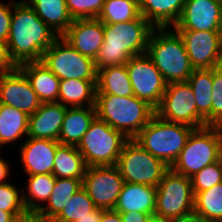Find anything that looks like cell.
I'll use <instances>...</instances> for the list:
<instances>
[{
  "label": "cell",
  "instance_id": "cell-18",
  "mask_svg": "<svg viewBox=\"0 0 222 222\" xmlns=\"http://www.w3.org/2000/svg\"><path fill=\"white\" fill-rule=\"evenodd\" d=\"M61 37L79 53L95 60L104 41V24L98 18L74 19Z\"/></svg>",
  "mask_w": 222,
  "mask_h": 222
},
{
  "label": "cell",
  "instance_id": "cell-6",
  "mask_svg": "<svg viewBox=\"0 0 222 222\" xmlns=\"http://www.w3.org/2000/svg\"><path fill=\"white\" fill-rule=\"evenodd\" d=\"M221 139V126L207 125L193 129L185 147L170 168L191 178L205 166L220 160Z\"/></svg>",
  "mask_w": 222,
  "mask_h": 222
},
{
  "label": "cell",
  "instance_id": "cell-8",
  "mask_svg": "<svg viewBox=\"0 0 222 222\" xmlns=\"http://www.w3.org/2000/svg\"><path fill=\"white\" fill-rule=\"evenodd\" d=\"M124 182L157 187L170 168L162 160L145 150L134 139H129L116 162Z\"/></svg>",
  "mask_w": 222,
  "mask_h": 222
},
{
  "label": "cell",
  "instance_id": "cell-4",
  "mask_svg": "<svg viewBox=\"0 0 222 222\" xmlns=\"http://www.w3.org/2000/svg\"><path fill=\"white\" fill-rule=\"evenodd\" d=\"M95 110L98 118L129 139H133L155 114L152 106L135 95L96 94Z\"/></svg>",
  "mask_w": 222,
  "mask_h": 222
},
{
  "label": "cell",
  "instance_id": "cell-35",
  "mask_svg": "<svg viewBox=\"0 0 222 222\" xmlns=\"http://www.w3.org/2000/svg\"><path fill=\"white\" fill-rule=\"evenodd\" d=\"M193 192H200L210 189L222 182V162L221 160L205 166L191 178Z\"/></svg>",
  "mask_w": 222,
  "mask_h": 222
},
{
  "label": "cell",
  "instance_id": "cell-33",
  "mask_svg": "<svg viewBox=\"0 0 222 222\" xmlns=\"http://www.w3.org/2000/svg\"><path fill=\"white\" fill-rule=\"evenodd\" d=\"M140 15L138 0H105L97 17L103 24L124 23Z\"/></svg>",
  "mask_w": 222,
  "mask_h": 222
},
{
  "label": "cell",
  "instance_id": "cell-15",
  "mask_svg": "<svg viewBox=\"0 0 222 222\" xmlns=\"http://www.w3.org/2000/svg\"><path fill=\"white\" fill-rule=\"evenodd\" d=\"M0 103L27 115L35 113L42 104L29 79L19 67L0 72Z\"/></svg>",
  "mask_w": 222,
  "mask_h": 222
},
{
  "label": "cell",
  "instance_id": "cell-20",
  "mask_svg": "<svg viewBox=\"0 0 222 222\" xmlns=\"http://www.w3.org/2000/svg\"><path fill=\"white\" fill-rule=\"evenodd\" d=\"M114 210L118 213L135 211L154 214L156 211V187L125 182Z\"/></svg>",
  "mask_w": 222,
  "mask_h": 222
},
{
  "label": "cell",
  "instance_id": "cell-7",
  "mask_svg": "<svg viewBox=\"0 0 222 222\" xmlns=\"http://www.w3.org/2000/svg\"><path fill=\"white\" fill-rule=\"evenodd\" d=\"M129 138L97 116L76 146L87 167L114 166Z\"/></svg>",
  "mask_w": 222,
  "mask_h": 222
},
{
  "label": "cell",
  "instance_id": "cell-13",
  "mask_svg": "<svg viewBox=\"0 0 222 222\" xmlns=\"http://www.w3.org/2000/svg\"><path fill=\"white\" fill-rule=\"evenodd\" d=\"M124 183L115 165L91 166L86 169L82 187L93 200L96 208L114 210Z\"/></svg>",
  "mask_w": 222,
  "mask_h": 222
},
{
  "label": "cell",
  "instance_id": "cell-28",
  "mask_svg": "<svg viewBox=\"0 0 222 222\" xmlns=\"http://www.w3.org/2000/svg\"><path fill=\"white\" fill-rule=\"evenodd\" d=\"M96 86V94H113L123 97L134 95L126 64L99 69Z\"/></svg>",
  "mask_w": 222,
  "mask_h": 222
},
{
  "label": "cell",
  "instance_id": "cell-19",
  "mask_svg": "<svg viewBox=\"0 0 222 222\" xmlns=\"http://www.w3.org/2000/svg\"><path fill=\"white\" fill-rule=\"evenodd\" d=\"M67 107L59 102L42 103L28 117L27 137L58 141Z\"/></svg>",
  "mask_w": 222,
  "mask_h": 222
},
{
  "label": "cell",
  "instance_id": "cell-24",
  "mask_svg": "<svg viewBox=\"0 0 222 222\" xmlns=\"http://www.w3.org/2000/svg\"><path fill=\"white\" fill-rule=\"evenodd\" d=\"M97 80H60L58 102L66 107H95Z\"/></svg>",
  "mask_w": 222,
  "mask_h": 222
},
{
  "label": "cell",
  "instance_id": "cell-14",
  "mask_svg": "<svg viewBox=\"0 0 222 222\" xmlns=\"http://www.w3.org/2000/svg\"><path fill=\"white\" fill-rule=\"evenodd\" d=\"M194 69L222 66V31L176 30Z\"/></svg>",
  "mask_w": 222,
  "mask_h": 222
},
{
  "label": "cell",
  "instance_id": "cell-34",
  "mask_svg": "<svg viewBox=\"0 0 222 222\" xmlns=\"http://www.w3.org/2000/svg\"><path fill=\"white\" fill-rule=\"evenodd\" d=\"M95 208L93 200L82 187L71 197L52 222H76L80 218L87 216Z\"/></svg>",
  "mask_w": 222,
  "mask_h": 222
},
{
  "label": "cell",
  "instance_id": "cell-38",
  "mask_svg": "<svg viewBox=\"0 0 222 222\" xmlns=\"http://www.w3.org/2000/svg\"><path fill=\"white\" fill-rule=\"evenodd\" d=\"M211 126L222 127V66L213 68Z\"/></svg>",
  "mask_w": 222,
  "mask_h": 222
},
{
  "label": "cell",
  "instance_id": "cell-23",
  "mask_svg": "<svg viewBox=\"0 0 222 222\" xmlns=\"http://www.w3.org/2000/svg\"><path fill=\"white\" fill-rule=\"evenodd\" d=\"M95 117V107H67L58 142L77 146Z\"/></svg>",
  "mask_w": 222,
  "mask_h": 222
},
{
  "label": "cell",
  "instance_id": "cell-5",
  "mask_svg": "<svg viewBox=\"0 0 222 222\" xmlns=\"http://www.w3.org/2000/svg\"><path fill=\"white\" fill-rule=\"evenodd\" d=\"M194 128L153 115L149 123L133 138L145 150L168 167L178 158Z\"/></svg>",
  "mask_w": 222,
  "mask_h": 222
},
{
  "label": "cell",
  "instance_id": "cell-47",
  "mask_svg": "<svg viewBox=\"0 0 222 222\" xmlns=\"http://www.w3.org/2000/svg\"><path fill=\"white\" fill-rule=\"evenodd\" d=\"M25 213H9L0 209V222H12L16 217Z\"/></svg>",
  "mask_w": 222,
  "mask_h": 222
},
{
  "label": "cell",
  "instance_id": "cell-44",
  "mask_svg": "<svg viewBox=\"0 0 222 222\" xmlns=\"http://www.w3.org/2000/svg\"><path fill=\"white\" fill-rule=\"evenodd\" d=\"M104 209L95 208L93 211L89 212L87 216L80 218L76 222H100L101 215Z\"/></svg>",
  "mask_w": 222,
  "mask_h": 222
},
{
  "label": "cell",
  "instance_id": "cell-30",
  "mask_svg": "<svg viewBox=\"0 0 222 222\" xmlns=\"http://www.w3.org/2000/svg\"><path fill=\"white\" fill-rule=\"evenodd\" d=\"M87 165L76 146L60 144L55 152L52 175L55 178L83 179Z\"/></svg>",
  "mask_w": 222,
  "mask_h": 222
},
{
  "label": "cell",
  "instance_id": "cell-25",
  "mask_svg": "<svg viewBox=\"0 0 222 222\" xmlns=\"http://www.w3.org/2000/svg\"><path fill=\"white\" fill-rule=\"evenodd\" d=\"M59 37L62 36L73 22L65 0H25Z\"/></svg>",
  "mask_w": 222,
  "mask_h": 222
},
{
  "label": "cell",
  "instance_id": "cell-45",
  "mask_svg": "<svg viewBox=\"0 0 222 222\" xmlns=\"http://www.w3.org/2000/svg\"><path fill=\"white\" fill-rule=\"evenodd\" d=\"M174 222H211V221H208L204 217L193 212L191 214L182 216L181 218L174 220Z\"/></svg>",
  "mask_w": 222,
  "mask_h": 222
},
{
  "label": "cell",
  "instance_id": "cell-32",
  "mask_svg": "<svg viewBox=\"0 0 222 222\" xmlns=\"http://www.w3.org/2000/svg\"><path fill=\"white\" fill-rule=\"evenodd\" d=\"M194 213L211 222H222V182L210 189L194 192Z\"/></svg>",
  "mask_w": 222,
  "mask_h": 222
},
{
  "label": "cell",
  "instance_id": "cell-10",
  "mask_svg": "<svg viewBox=\"0 0 222 222\" xmlns=\"http://www.w3.org/2000/svg\"><path fill=\"white\" fill-rule=\"evenodd\" d=\"M41 61L60 80H97L94 59L79 53L61 36L43 53Z\"/></svg>",
  "mask_w": 222,
  "mask_h": 222
},
{
  "label": "cell",
  "instance_id": "cell-29",
  "mask_svg": "<svg viewBox=\"0 0 222 222\" xmlns=\"http://www.w3.org/2000/svg\"><path fill=\"white\" fill-rule=\"evenodd\" d=\"M187 82L193 90L198 114L205 120V126H211L213 68L194 69Z\"/></svg>",
  "mask_w": 222,
  "mask_h": 222
},
{
  "label": "cell",
  "instance_id": "cell-50",
  "mask_svg": "<svg viewBox=\"0 0 222 222\" xmlns=\"http://www.w3.org/2000/svg\"><path fill=\"white\" fill-rule=\"evenodd\" d=\"M37 222H52V221H44L39 219Z\"/></svg>",
  "mask_w": 222,
  "mask_h": 222
},
{
  "label": "cell",
  "instance_id": "cell-21",
  "mask_svg": "<svg viewBox=\"0 0 222 222\" xmlns=\"http://www.w3.org/2000/svg\"><path fill=\"white\" fill-rule=\"evenodd\" d=\"M18 67L42 103L58 102L60 79L42 61L25 62Z\"/></svg>",
  "mask_w": 222,
  "mask_h": 222
},
{
  "label": "cell",
  "instance_id": "cell-48",
  "mask_svg": "<svg viewBox=\"0 0 222 222\" xmlns=\"http://www.w3.org/2000/svg\"><path fill=\"white\" fill-rule=\"evenodd\" d=\"M146 222H174V220L164 218L154 213V214L149 215Z\"/></svg>",
  "mask_w": 222,
  "mask_h": 222
},
{
  "label": "cell",
  "instance_id": "cell-11",
  "mask_svg": "<svg viewBox=\"0 0 222 222\" xmlns=\"http://www.w3.org/2000/svg\"><path fill=\"white\" fill-rule=\"evenodd\" d=\"M155 114L194 129L205 126V120L197 112L196 99L188 82L168 83Z\"/></svg>",
  "mask_w": 222,
  "mask_h": 222
},
{
  "label": "cell",
  "instance_id": "cell-12",
  "mask_svg": "<svg viewBox=\"0 0 222 222\" xmlns=\"http://www.w3.org/2000/svg\"><path fill=\"white\" fill-rule=\"evenodd\" d=\"M134 95L156 109L167 83L147 53L133 56L126 63Z\"/></svg>",
  "mask_w": 222,
  "mask_h": 222
},
{
  "label": "cell",
  "instance_id": "cell-1",
  "mask_svg": "<svg viewBox=\"0 0 222 222\" xmlns=\"http://www.w3.org/2000/svg\"><path fill=\"white\" fill-rule=\"evenodd\" d=\"M58 37L26 1L13 0L7 45L10 57L17 66L41 61L43 53Z\"/></svg>",
  "mask_w": 222,
  "mask_h": 222
},
{
  "label": "cell",
  "instance_id": "cell-49",
  "mask_svg": "<svg viewBox=\"0 0 222 222\" xmlns=\"http://www.w3.org/2000/svg\"><path fill=\"white\" fill-rule=\"evenodd\" d=\"M220 160L222 162V139H221V146H220Z\"/></svg>",
  "mask_w": 222,
  "mask_h": 222
},
{
  "label": "cell",
  "instance_id": "cell-51",
  "mask_svg": "<svg viewBox=\"0 0 222 222\" xmlns=\"http://www.w3.org/2000/svg\"><path fill=\"white\" fill-rule=\"evenodd\" d=\"M220 6H221V16H222V0L220 1Z\"/></svg>",
  "mask_w": 222,
  "mask_h": 222
},
{
  "label": "cell",
  "instance_id": "cell-16",
  "mask_svg": "<svg viewBox=\"0 0 222 222\" xmlns=\"http://www.w3.org/2000/svg\"><path fill=\"white\" fill-rule=\"evenodd\" d=\"M175 30L222 31L221 6L218 0H185Z\"/></svg>",
  "mask_w": 222,
  "mask_h": 222
},
{
  "label": "cell",
  "instance_id": "cell-40",
  "mask_svg": "<svg viewBox=\"0 0 222 222\" xmlns=\"http://www.w3.org/2000/svg\"><path fill=\"white\" fill-rule=\"evenodd\" d=\"M17 67L10 57L7 42L0 39V72L10 71Z\"/></svg>",
  "mask_w": 222,
  "mask_h": 222
},
{
  "label": "cell",
  "instance_id": "cell-17",
  "mask_svg": "<svg viewBox=\"0 0 222 222\" xmlns=\"http://www.w3.org/2000/svg\"><path fill=\"white\" fill-rule=\"evenodd\" d=\"M58 141L27 137L17 145L19 148L24 174H52Z\"/></svg>",
  "mask_w": 222,
  "mask_h": 222
},
{
  "label": "cell",
  "instance_id": "cell-46",
  "mask_svg": "<svg viewBox=\"0 0 222 222\" xmlns=\"http://www.w3.org/2000/svg\"><path fill=\"white\" fill-rule=\"evenodd\" d=\"M39 218L36 213L26 212L25 214L16 217L12 222H37Z\"/></svg>",
  "mask_w": 222,
  "mask_h": 222
},
{
  "label": "cell",
  "instance_id": "cell-43",
  "mask_svg": "<svg viewBox=\"0 0 222 222\" xmlns=\"http://www.w3.org/2000/svg\"><path fill=\"white\" fill-rule=\"evenodd\" d=\"M100 222H122V217L115 210H104Z\"/></svg>",
  "mask_w": 222,
  "mask_h": 222
},
{
  "label": "cell",
  "instance_id": "cell-39",
  "mask_svg": "<svg viewBox=\"0 0 222 222\" xmlns=\"http://www.w3.org/2000/svg\"><path fill=\"white\" fill-rule=\"evenodd\" d=\"M12 12L13 0H8V3L0 1V39L6 42L10 33Z\"/></svg>",
  "mask_w": 222,
  "mask_h": 222
},
{
  "label": "cell",
  "instance_id": "cell-9",
  "mask_svg": "<svg viewBox=\"0 0 222 222\" xmlns=\"http://www.w3.org/2000/svg\"><path fill=\"white\" fill-rule=\"evenodd\" d=\"M191 179L169 168L156 187L155 214L176 220L194 211Z\"/></svg>",
  "mask_w": 222,
  "mask_h": 222
},
{
  "label": "cell",
  "instance_id": "cell-22",
  "mask_svg": "<svg viewBox=\"0 0 222 222\" xmlns=\"http://www.w3.org/2000/svg\"><path fill=\"white\" fill-rule=\"evenodd\" d=\"M140 14L154 27H173L182 13L185 0H138Z\"/></svg>",
  "mask_w": 222,
  "mask_h": 222
},
{
  "label": "cell",
  "instance_id": "cell-31",
  "mask_svg": "<svg viewBox=\"0 0 222 222\" xmlns=\"http://www.w3.org/2000/svg\"><path fill=\"white\" fill-rule=\"evenodd\" d=\"M28 117L25 112L0 103V143L2 146L27 138Z\"/></svg>",
  "mask_w": 222,
  "mask_h": 222
},
{
  "label": "cell",
  "instance_id": "cell-36",
  "mask_svg": "<svg viewBox=\"0 0 222 222\" xmlns=\"http://www.w3.org/2000/svg\"><path fill=\"white\" fill-rule=\"evenodd\" d=\"M21 192V193H20ZM0 209L9 213H26L22 191L12 182L0 184Z\"/></svg>",
  "mask_w": 222,
  "mask_h": 222
},
{
  "label": "cell",
  "instance_id": "cell-41",
  "mask_svg": "<svg viewBox=\"0 0 222 222\" xmlns=\"http://www.w3.org/2000/svg\"><path fill=\"white\" fill-rule=\"evenodd\" d=\"M120 215L122 217V222H146L149 217V214L147 213L135 211L123 212L120 213Z\"/></svg>",
  "mask_w": 222,
  "mask_h": 222
},
{
  "label": "cell",
  "instance_id": "cell-26",
  "mask_svg": "<svg viewBox=\"0 0 222 222\" xmlns=\"http://www.w3.org/2000/svg\"><path fill=\"white\" fill-rule=\"evenodd\" d=\"M83 179L56 178L52 193L46 204L36 213L40 220L52 221L69 202L71 197L82 188Z\"/></svg>",
  "mask_w": 222,
  "mask_h": 222
},
{
  "label": "cell",
  "instance_id": "cell-42",
  "mask_svg": "<svg viewBox=\"0 0 222 222\" xmlns=\"http://www.w3.org/2000/svg\"><path fill=\"white\" fill-rule=\"evenodd\" d=\"M3 156H0V184L9 182L8 179H10L8 176L11 174V164H9V161L6 158H2Z\"/></svg>",
  "mask_w": 222,
  "mask_h": 222
},
{
  "label": "cell",
  "instance_id": "cell-37",
  "mask_svg": "<svg viewBox=\"0 0 222 222\" xmlns=\"http://www.w3.org/2000/svg\"><path fill=\"white\" fill-rule=\"evenodd\" d=\"M68 12L74 19L97 18L105 0H65Z\"/></svg>",
  "mask_w": 222,
  "mask_h": 222
},
{
  "label": "cell",
  "instance_id": "cell-27",
  "mask_svg": "<svg viewBox=\"0 0 222 222\" xmlns=\"http://www.w3.org/2000/svg\"><path fill=\"white\" fill-rule=\"evenodd\" d=\"M26 178V185L21 189L24 207L27 212L37 213L48 201L56 178L52 174H37Z\"/></svg>",
  "mask_w": 222,
  "mask_h": 222
},
{
  "label": "cell",
  "instance_id": "cell-2",
  "mask_svg": "<svg viewBox=\"0 0 222 222\" xmlns=\"http://www.w3.org/2000/svg\"><path fill=\"white\" fill-rule=\"evenodd\" d=\"M153 28L141 14L128 22L104 24V41L94 60L97 71L126 64L131 57L146 53Z\"/></svg>",
  "mask_w": 222,
  "mask_h": 222
},
{
  "label": "cell",
  "instance_id": "cell-3",
  "mask_svg": "<svg viewBox=\"0 0 222 222\" xmlns=\"http://www.w3.org/2000/svg\"><path fill=\"white\" fill-rule=\"evenodd\" d=\"M165 82H187L194 68L184 42L173 27L153 28L147 52Z\"/></svg>",
  "mask_w": 222,
  "mask_h": 222
}]
</instances>
